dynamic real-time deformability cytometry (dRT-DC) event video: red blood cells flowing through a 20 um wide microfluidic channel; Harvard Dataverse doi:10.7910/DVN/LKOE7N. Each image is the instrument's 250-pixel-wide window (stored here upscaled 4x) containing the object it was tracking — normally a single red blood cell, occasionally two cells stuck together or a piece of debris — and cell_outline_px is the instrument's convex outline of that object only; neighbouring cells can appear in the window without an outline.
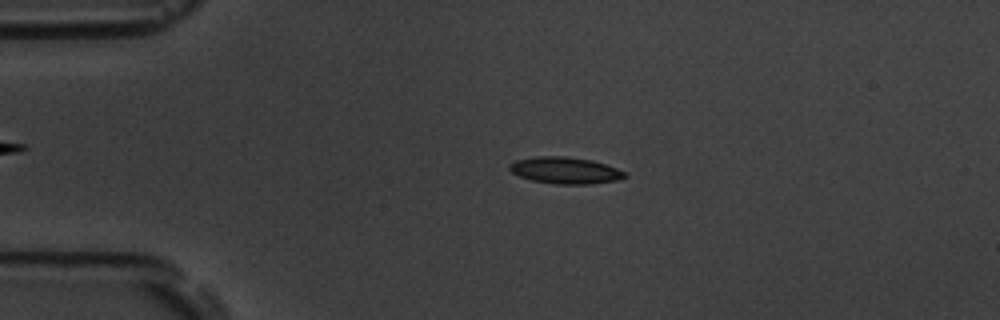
{"species": "common noctule bat (a hibernating species)", "species_latin": "Nyctalus noctula", "temperature_condition": "room temperature", "stored_images_in_passage": 56, "camera_frame_rate_fps": 3000, "um_per_image_px": 0.085, "animal": {"sex": "male", "body_mass_g": 19.5, "forearm_length_mm": 54.6}, "frame": {"image": 1, "passage_image": 12, "time_ms": 3.667, "image_size_px": [1000, 320], "cell_outline_px": [[628, 176], [620, 180], [592, 184], [556, 184], [532, 180], [520, 176], [512, 172], [508, 168], [508, 164], [516, 160], [536, 156], [568, 156], [592, 160], [616, 168], [624, 172]], "centroid_in_image_um": [48.05, 14.48], "position_along_channel_um": 37.0, "area_um2": 17.98}}
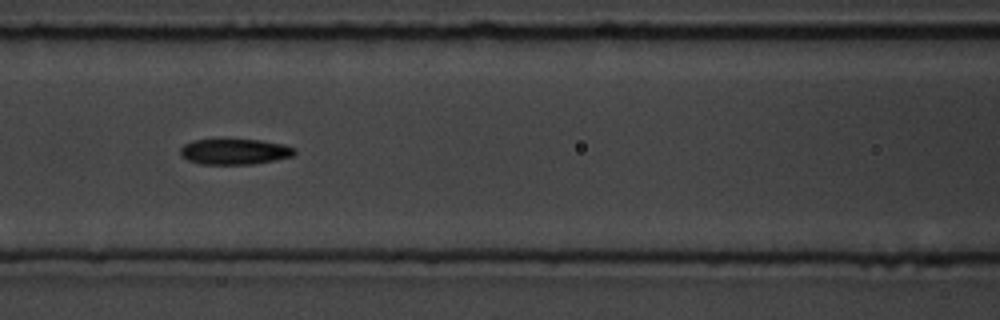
{"frame": {"image": 2, "passage_image": 24, "time_ms": 7.667, "image_size_px": [1000, 320], "cell_outline_px": [[296, 152], [292, 156], [252, 164], [200, 164], [188, 160], [180, 156], [180, 148], [184, 144], [192, 140], [260, 140], [284, 144], [296, 148]], "centroid_in_image_um": [19.92, 12.89], "position_along_channel_um": 146.7, "area_um2": 16.99}}
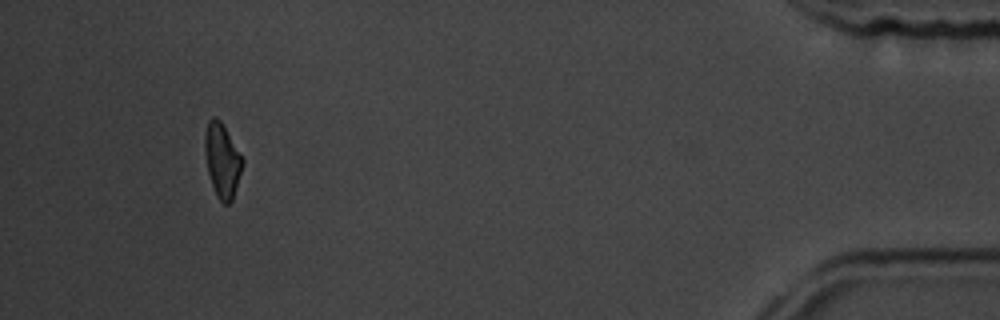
{"frame": {"image": 3, "passage_image": 52, "time_ms": 17.0, "image_size_px": [1000, 320], "cell_outline_px": [[244, 164], [232, 200], [228, 204], [224, 204], [216, 196], [208, 172], [204, 152], [204, 136], [208, 120], [212, 116], [216, 116], [220, 120], [244, 160]], "centroid_in_image_um": [18.87, 13.62], "position_along_channel_um": 416.3, "area_um2": 16.24}, "authors_computed_cell_mechanics": {"area_um2": 16.8487, "velocity_mm_per_s": 3.6414, "shape_relaxation_time_tau1_ms": 4.6151, "shape_relaxation_time_tau2_ms": 4.4738, "deformation_change_tau1": 0.1219, "deformation_change_tau2": 0.1214}}